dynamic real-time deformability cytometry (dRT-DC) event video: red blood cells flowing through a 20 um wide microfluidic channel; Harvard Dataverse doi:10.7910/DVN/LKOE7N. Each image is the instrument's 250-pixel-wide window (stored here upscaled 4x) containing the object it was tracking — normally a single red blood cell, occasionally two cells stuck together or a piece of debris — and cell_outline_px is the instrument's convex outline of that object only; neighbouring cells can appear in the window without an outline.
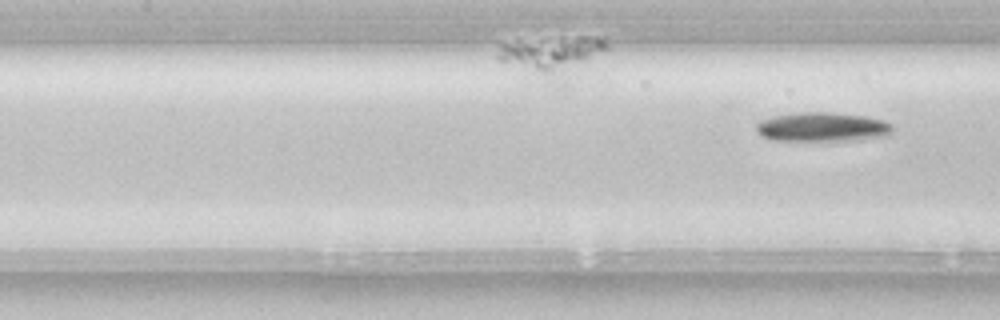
{"species": "common noctule bat (a hibernating species)", "species_latin": "Nyctalus noctula", "temperature_condition": "room temperature", "stored_images_in_passage": 23, "segment_of_instrument_passage": [2, 2], "camera_frame_rate_fps": 3000, "um_per_image_px": 0.085, "animal": {"sex": "female", "body_mass_g": 22.7, "forearm_length_mm": 54.2}, "frame": {"image": 1, "passage_image": 23, "time_ms": 7.333, "image_size_px": [1000, 320], "cell_outline_px": [[892, 132], [888, 136], [852, 140], [768, 140], [760, 136], [756, 132], [756, 124], [760, 120], [772, 116], [800, 112], [832, 112], [864, 116], [884, 120], [892, 124]], "centroid_in_image_um": [69.87, 10.79], "position_along_channel_um": 137.5, "area_um2": 23.41}}